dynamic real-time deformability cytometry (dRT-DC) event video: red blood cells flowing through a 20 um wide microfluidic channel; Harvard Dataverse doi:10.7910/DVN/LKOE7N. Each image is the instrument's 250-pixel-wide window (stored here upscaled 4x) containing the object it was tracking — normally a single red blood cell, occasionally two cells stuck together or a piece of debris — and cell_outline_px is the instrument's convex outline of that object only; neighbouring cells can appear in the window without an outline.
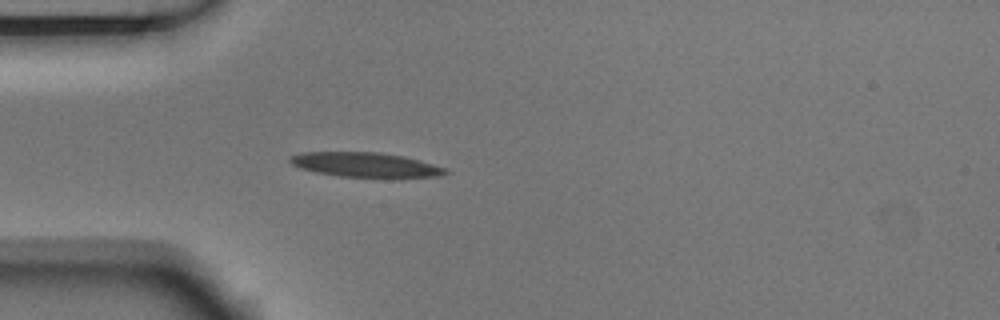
{"species": "Egyptian fruit bat (a non-hibernating species)", "species_latin": "Rousettus aegyptiacus", "temperature_condition": "room temperature", "stored_images_in_passage": 40, "camera_frame_rate_fps": 3000, "um_per_image_px": 0.085, "animal": {"sex": "male"}, "frame": {"image": 1, "passage_image": 1, "time_ms": 0.0, "image_size_px": [1000, 320], "cell_outline_px": [[452, 172], [440, 176], [392, 180], [340, 176], [316, 172], [300, 168], [292, 164], [288, 160], [288, 156], [300, 152], [380, 152], [404, 156], [432, 164], [444, 168]], "centroid_in_image_um": [31.12, 14.04], "position_along_channel_um": 53.9, "area_um2": 23.29}}
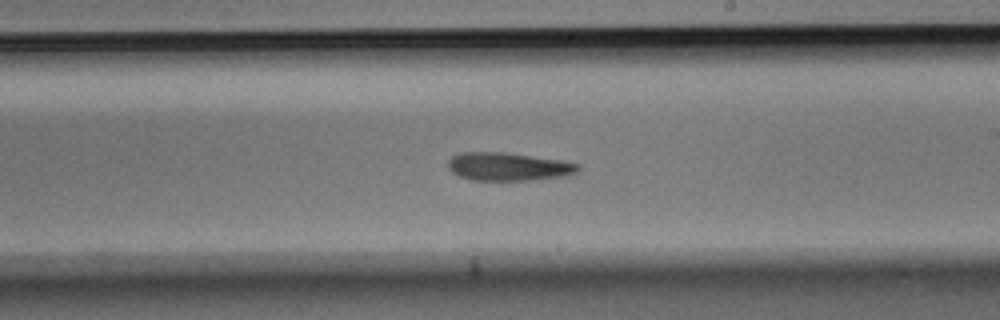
{"frame": {"image": 2, "passage_image": 17, "time_ms": 5.333, "image_size_px": [1000, 320], "cell_outline_px": [[580, 168], [576, 172], [564, 176], [528, 180], [472, 180], [460, 176], [452, 172], [448, 168], [448, 160], [452, 156], [460, 152], [504, 152], [560, 160], [580, 164]], "centroid_in_image_um": [43.18, 14.15], "position_along_channel_um": 245.8, "area_um2": 21.21}}
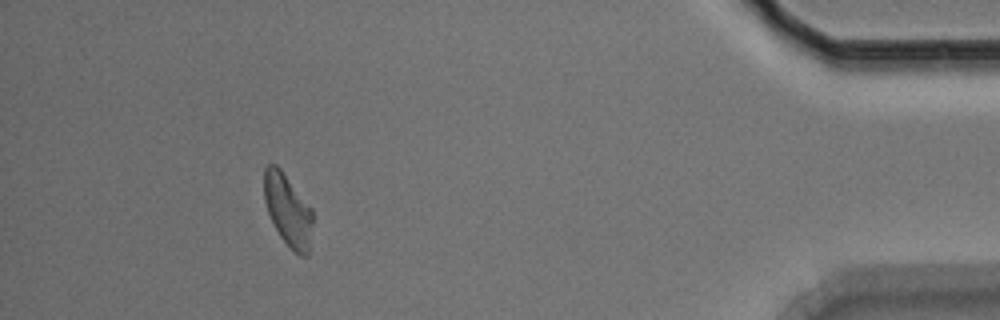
{"frame": {"image": 3, "passage_image": 35, "time_ms": 11.333, "image_size_px": [1000, 320], "cell_outline_px": [[312, 224], [308, 256], [300, 256], [280, 236], [268, 212], [264, 200], [264, 168], [268, 164], [276, 164], [280, 168], [312, 208]], "centroid_in_image_um": [24.47, 17.82], "position_along_channel_um": 410.7, "area_um2": 20.11}, "authors_computed_cell_mechanics": {"area_um2": 21.3282, "velocity_mm_per_s": 3.7141, "shape_relaxation_time_tau1_ms": 7.2269, "shape_relaxation_time_tau2_ms": null, "deformation_change_tau1": 0.1972, "deformation_change_tau2": null}}